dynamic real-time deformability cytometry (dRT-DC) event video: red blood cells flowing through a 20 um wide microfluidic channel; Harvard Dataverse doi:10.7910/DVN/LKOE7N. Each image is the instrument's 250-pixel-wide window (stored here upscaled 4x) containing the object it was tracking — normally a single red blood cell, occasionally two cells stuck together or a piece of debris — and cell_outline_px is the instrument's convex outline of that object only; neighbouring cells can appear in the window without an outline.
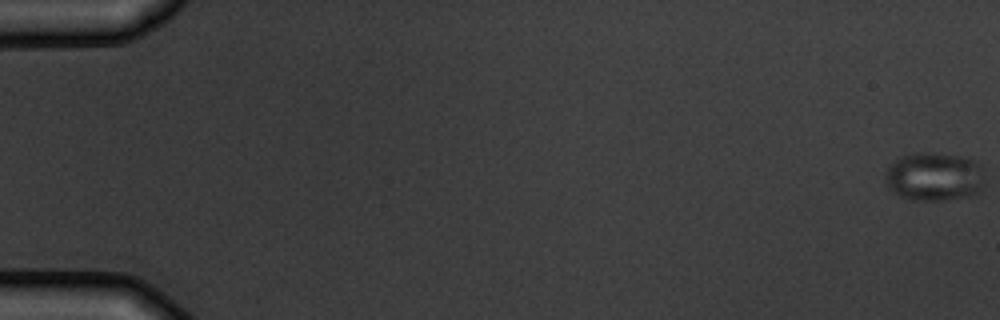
{"species": "common noctule bat (a hibernating species)", "species_latin": "Nyctalus noctula", "temperature_condition": "warm", "stored_images_in_passage": 5, "camera_frame_rate_fps": 3000, "um_per_image_px": 0.085, "animal": {"sex": "male", "body_mass_g": 19.5, "forearm_length_mm": 54.6}, "frame": {"image": 1, "passage_image": 1, "time_ms": 0.0, "image_size_px": [1000, 320], "cell_outline_px": [[984, 188], [980, 192], [972, 196], [944, 200], [904, 200], [892, 192], [888, 188], [884, 172], [888, 164], [900, 156], [916, 152], [932, 152], [960, 156], [976, 160], [984, 168]], "centroid_in_image_um": [79.41, 15.02], "position_along_channel_um": 5.6, "area_um2": 29.25}}